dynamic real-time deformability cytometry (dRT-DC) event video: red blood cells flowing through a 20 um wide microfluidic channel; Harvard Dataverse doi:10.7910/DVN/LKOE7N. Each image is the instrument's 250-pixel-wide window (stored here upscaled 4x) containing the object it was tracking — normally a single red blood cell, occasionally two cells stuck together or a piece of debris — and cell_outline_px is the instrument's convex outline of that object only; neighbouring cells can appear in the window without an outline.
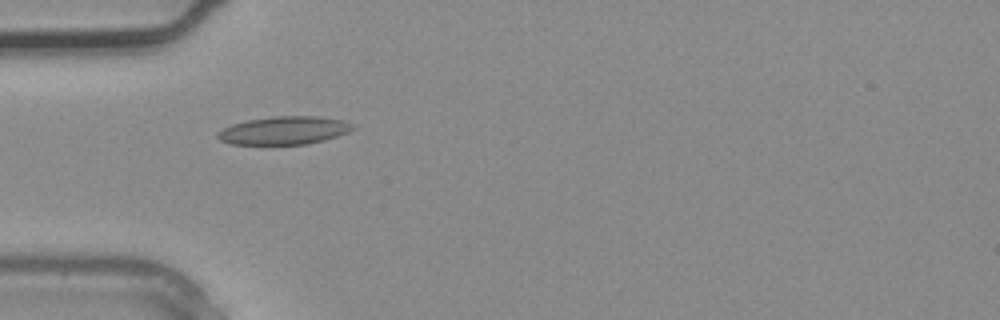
{"species": "common noctule bat (a hibernating species)", "species_latin": "Nyctalus noctula", "temperature_condition": "warm", "stored_images_in_passage": 4, "camera_frame_rate_fps": 3000, "um_per_image_px": 0.085, "animal": {"sex": "male", "body_mass_g": 20.4}, "frame": {"image": 1, "passage_image": 4, "time_ms": 1.0, "image_size_px": [1000, 320], "cell_outline_px": [[356, 128], [348, 132], [324, 140], [308, 144], [232, 144], [220, 140], [216, 136], [216, 132], [232, 124], [248, 120], [272, 116], [320, 116], [344, 120], [356, 124]], "centroid_in_image_um": [24.19, 11.08], "position_along_channel_um": 60.8, "area_um2": 22.25}}